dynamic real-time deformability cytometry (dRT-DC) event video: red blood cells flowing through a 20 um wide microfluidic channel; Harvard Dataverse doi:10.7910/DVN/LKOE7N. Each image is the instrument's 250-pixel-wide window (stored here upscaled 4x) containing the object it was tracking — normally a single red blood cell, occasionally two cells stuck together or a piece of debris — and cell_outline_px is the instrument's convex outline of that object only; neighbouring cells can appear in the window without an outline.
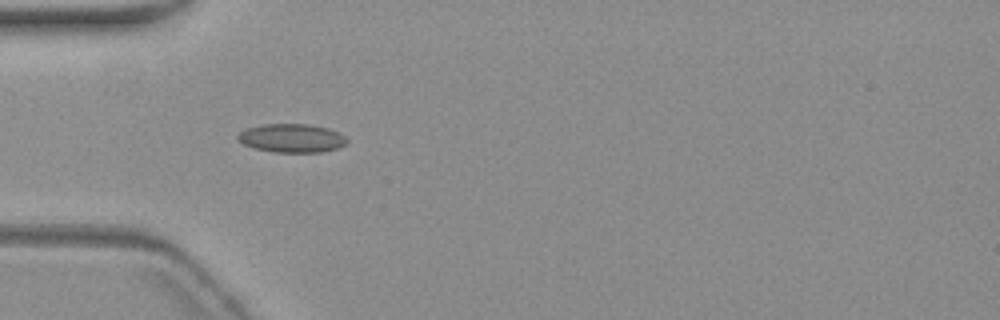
{"species": "common noctule bat (a hibernating species)", "species_latin": "Nyctalus noctula", "temperature_condition": "warm", "stored_images_in_passage": 6, "camera_frame_rate_fps": 3000, "um_per_image_px": 0.085, "animal": {"sex": "female", "body_mass_g": 19.3, "forearm_length_mm": 54.1}, "frame": {"image": 1, "passage_image": 5, "time_ms": 5.667, "image_size_px": [1000, 320], "cell_outline_px": [[348, 144], [336, 148], [320, 152], [272, 152], [252, 148], [236, 140], [236, 136], [240, 132], [248, 128], [264, 124], [308, 124], [328, 128], [344, 136], [348, 140]], "centroid_in_image_um": [24.77, 11.75], "position_along_channel_um": 60.2, "area_um2": 18.21}}
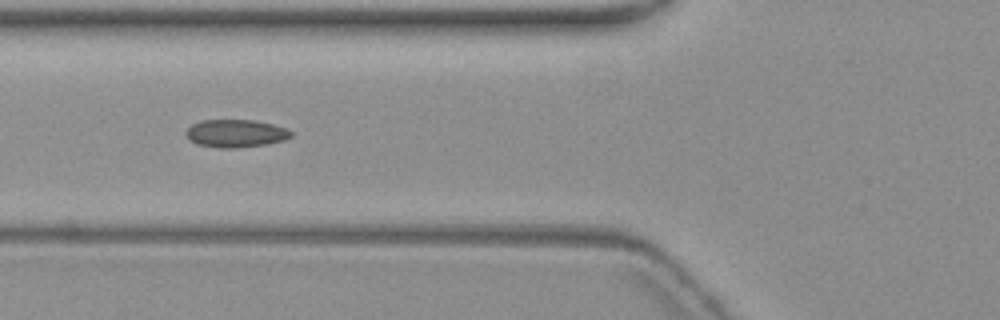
{"frame": {"image": 2, "passage_image": 6, "time_ms": 7.0, "image_size_px": [1000, 320], "cell_outline_px": [[292, 136], [284, 140], [268, 144], [236, 148], [220, 148], [196, 144], [188, 140], [184, 132], [192, 124], [200, 120], [252, 120], [272, 124], [284, 128], [292, 132]], "centroid_in_image_um": [19.99, 11.35], "position_along_channel_um": 105.8, "area_um2": 17.11}}